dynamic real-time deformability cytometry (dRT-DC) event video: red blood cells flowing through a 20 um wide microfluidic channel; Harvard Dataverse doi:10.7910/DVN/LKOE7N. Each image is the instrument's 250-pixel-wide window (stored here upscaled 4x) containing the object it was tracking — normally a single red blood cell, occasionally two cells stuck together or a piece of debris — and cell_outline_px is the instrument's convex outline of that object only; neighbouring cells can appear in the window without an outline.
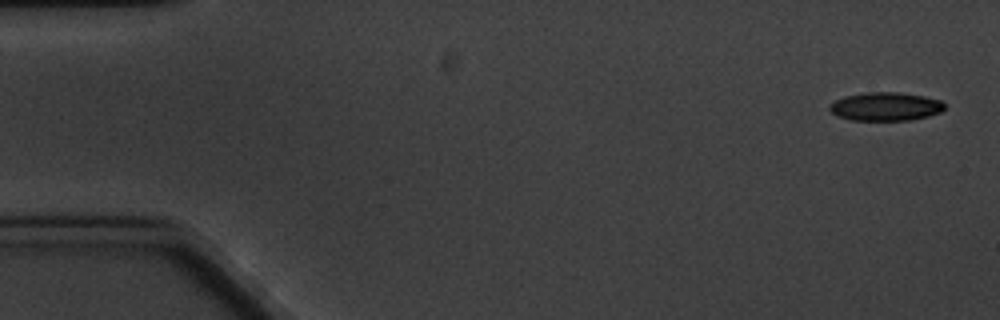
{"species": "common noctule bat (a hibernating species)", "species_latin": "Nyctalus noctula", "temperature_condition": "cold", "stored_images_in_passage": 4, "camera_frame_rate_fps": 3000, "um_per_image_px": 0.085, "animal": {"sex": "male", "body_mass_g": 20.1, "forearm_length_mm": 53.5}, "frame": {"image": 1, "passage_image": 1, "time_ms": 0.0, "image_size_px": [1000, 320], "cell_outline_px": [[944, 108], [940, 112], [928, 116], [912, 120], [852, 120], [840, 116], [832, 112], [828, 108], [836, 100], [844, 96], [868, 92], [900, 92], [924, 96], [940, 100], [944, 104]], "centroid_in_image_um": [75.3, 9.05], "position_along_channel_um": 9.7, "area_um2": 18.9}}